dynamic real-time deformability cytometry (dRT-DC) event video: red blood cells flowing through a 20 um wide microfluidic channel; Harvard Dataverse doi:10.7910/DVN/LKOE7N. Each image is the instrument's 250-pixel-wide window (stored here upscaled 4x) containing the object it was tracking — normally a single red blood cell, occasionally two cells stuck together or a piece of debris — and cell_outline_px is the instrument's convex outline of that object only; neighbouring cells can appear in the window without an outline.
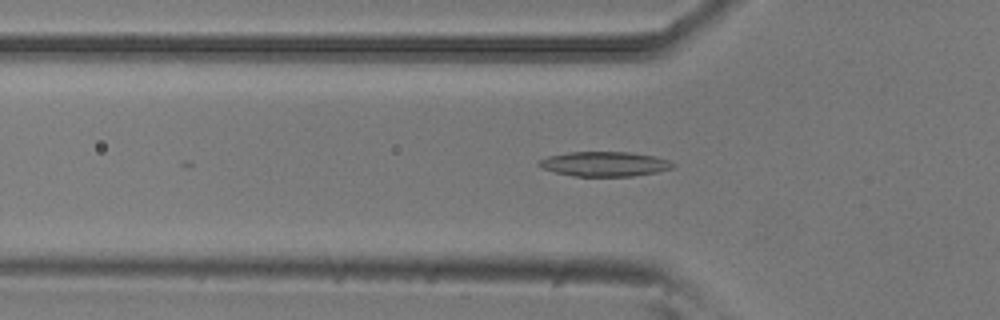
{"species": "common noctule bat (a hibernating species)", "species_latin": "Nyctalus noctula", "temperature_condition": "room temperature", "stored_images_in_passage": 33, "camera_frame_rate_fps": 3000, "um_per_image_px": 0.085, "animal": {"sex": "male", "body_mass_g": 20.5, "forearm_length_mm": 52.5}, "frame": {"image": 1, "passage_image": 15, "time_ms": 4.667, "image_size_px": [1000, 320], "cell_outline_px": [[676, 164], [672, 168], [656, 172], [632, 176], [572, 176], [556, 172], [544, 168], [536, 164], [540, 160], [548, 156], [568, 152], [628, 152], [656, 156], [668, 160]], "centroid_in_image_um": [51.4, 13.93], "position_along_channel_um": 74.4, "area_um2": 19.19}}
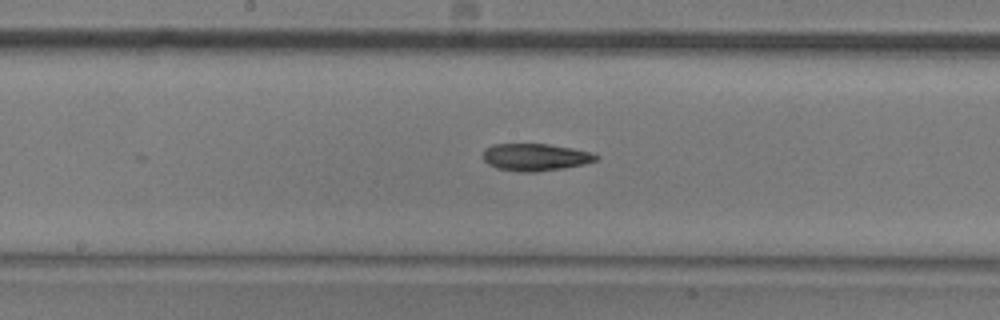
{"frame": {"image": 2, "passage_image": 25, "time_ms": 8.0, "image_size_px": [1000, 320], "cell_outline_px": [[600, 156], [596, 160], [584, 164], [564, 168], [536, 172], [516, 172], [496, 168], [488, 164], [484, 160], [484, 152], [492, 144], [548, 144], [572, 148], [592, 152]], "centroid_in_image_um": [45.53, 13.37], "position_along_channel_um": 202.7, "area_um2": 17.98}}
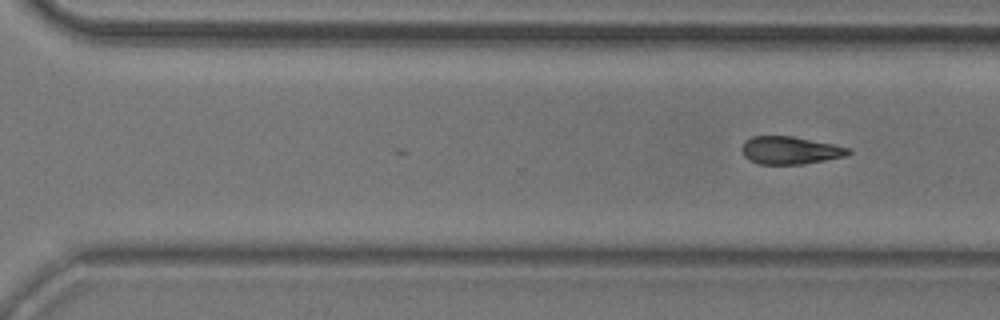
{"frame": {"image": 3, "passage_image": 33, "time_ms": 10.667, "image_size_px": [1000, 320], "cell_outline_px": [[852, 152], [844, 156], [804, 164], [760, 164], [744, 156], [740, 148], [744, 140], [752, 136], [792, 136], [832, 144], [848, 148]], "centroid_in_image_um": [67.11, 12.77], "position_along_channel_um": 303.5, "area_um2": 17.05}}